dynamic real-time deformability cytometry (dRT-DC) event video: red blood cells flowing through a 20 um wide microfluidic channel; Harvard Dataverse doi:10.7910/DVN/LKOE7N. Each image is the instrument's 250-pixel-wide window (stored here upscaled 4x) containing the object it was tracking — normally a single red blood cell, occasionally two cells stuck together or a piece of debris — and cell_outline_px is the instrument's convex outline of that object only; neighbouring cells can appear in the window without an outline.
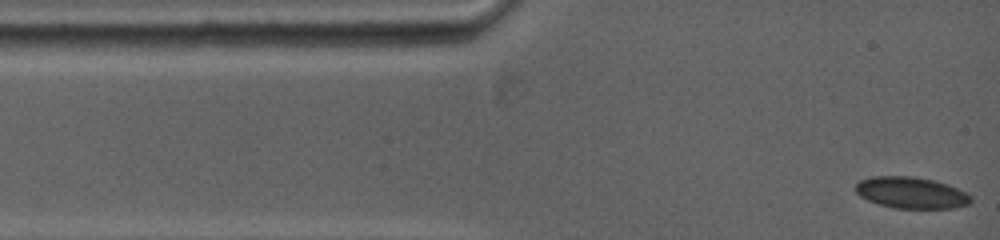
{"species": "common noctule bat (a hibernating species)", "species_latin": "Nyctalus noctula", "temperature_condition": "warm", "stored_images_in_passage": 34, "camera_frame_rate_fps": 5000, "um_per_image_px": 0.085, "animal": {"sex": "female", "body_mass_g": 19.0, "forearm_length_mm": 53.3}, "frame": {"image": 1, "passage_image": 1, "time_ms": 0.0, "image_size_px": [1000, 240], "cell_outline_px": [[972, 200], [968, 204], [952, 208], [892, 208], [868, 200], [860, 196], [856, 192], [856, 184], [860, 180], [872, 176], [912, 176], [932, 180], [948, 184], [972, 196]], "centroid_in_image_um": [77.44, 16.38], "position_along_channel_um": 7.6, "area_um2": 20.98}}
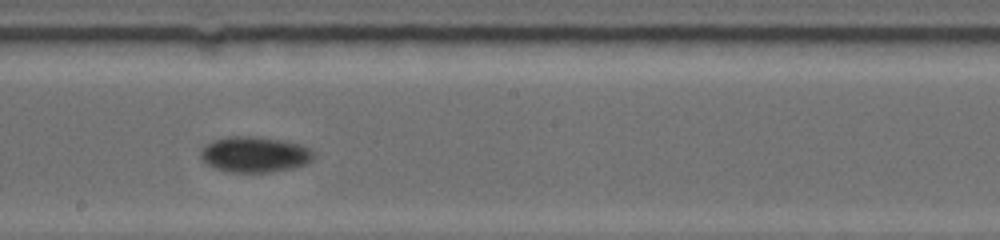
{"frame": {"image": 2, "passage_image": 20, "time_ms": 7.2, "image_size_px": [1000, 240], "cell_outline_px": [[316, 156], [308, 164], [292, 168], [272, 172], [228, 172], [204, 164], [200, 160], [200, 148], [212, 140], [228, 136], [248, 136], [276, 140], [300, 144], [312, 148], [316, 152]], "centroid_in_image_um": [21.64, 13.14], "position_along_channel_um": 226.6, "area_um2": 23.87}}
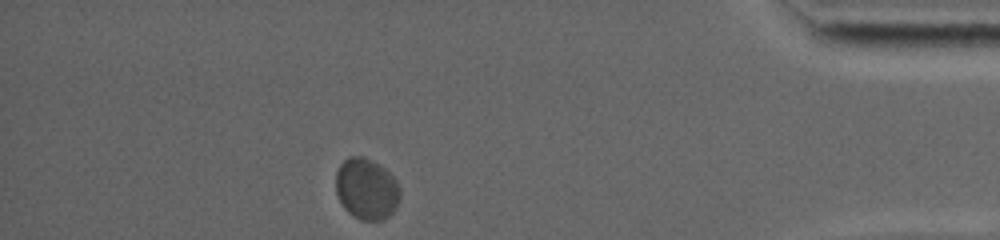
{"frame": {"image": 3, "passage_image": 34, "time_ms": 13.4, "image_size_px": [1000, 240], "cell_outline_px": [[400, 200], [396, 208], [384, 220], [360, 220], [348, 212], [344, 208], [336, 192], [336, 172], [340, 164], [348, 156], [364, 156], [380, 164], [396, 180], [400, 188]], "centroid_in_image_um": [31.16, 16.05], "position_along_channel_um": 404.0, "area_um2": 23.12}}